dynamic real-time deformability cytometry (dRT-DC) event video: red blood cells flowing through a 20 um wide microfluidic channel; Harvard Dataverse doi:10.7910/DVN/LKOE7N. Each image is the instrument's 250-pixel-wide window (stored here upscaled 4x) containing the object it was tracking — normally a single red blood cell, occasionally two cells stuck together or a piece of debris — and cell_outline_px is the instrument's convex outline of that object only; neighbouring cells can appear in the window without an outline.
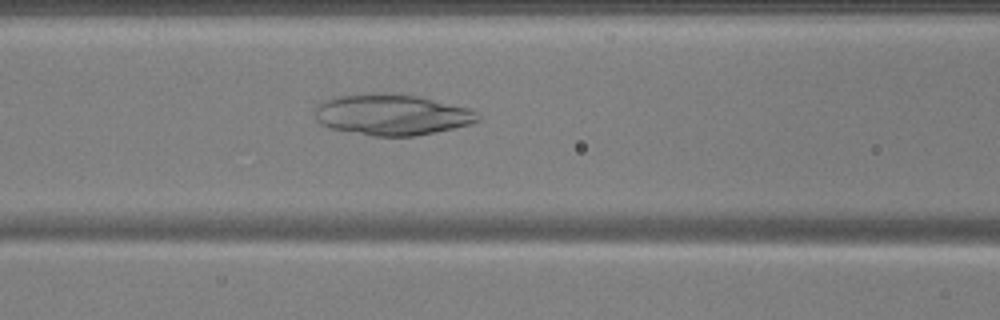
{"species": "common noctule bat (a hibernating species)", "species_latin": "Nyctalus noctula", "temperature_condition": "warm", "stored_images_in_passage": 53, "camera_frame_rate_fps": 3000, "um_per_image_px": 0.085, "animal": {"sex": "male", "body_mass_g": 17.9, "forearm_length_mm": 54.2}, "frame": {"image": 1, "passage_image": 23, "time_ms": 7.333, "image_size_px": [1000, 320], "cell_outline_px": [[480, 120], [468, 124], [436, 132], [412, 136], [372, 136], [332, 128], [320, 124], [316, 120], [316, 104], [324, 100], [336, 96], [368, 92], [388, 92], [420, 96], [468, 108], [476, 112], [480, 116]], "centroid_in_image_um": [33.27, 9.72], "position_along_channel_um": 133.3, "area_um2": 39.13}}
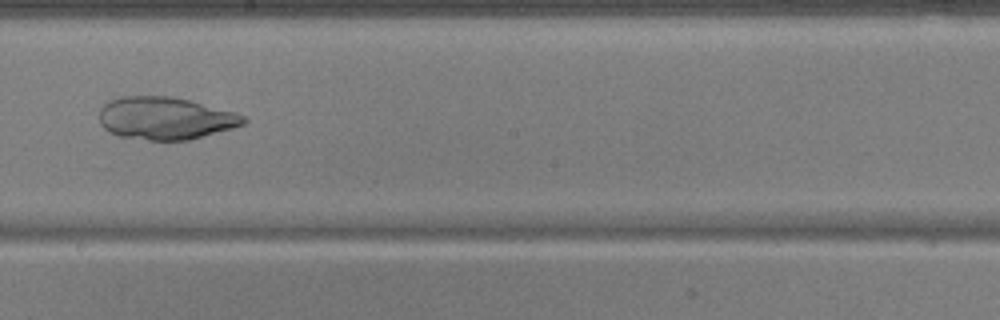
{"frame": {"image": 2, "passage_image": 31, "time_ms": 10.0, "image_size_px": [1000, 320], "cell_outline_px": [[248, 120], [244, 124], [232, 128], [188, 140], [148, 140], [120, 136], [108, 132], [100, 124], [100, 108], [108, 100], [120, 96], [172, 96], [192, 100], [236, 112], [244, 116]], "centroid_in_image_um": [14.05, 10.03], "position_along_channel_um": 234.2, "area_um2": 36.01}}
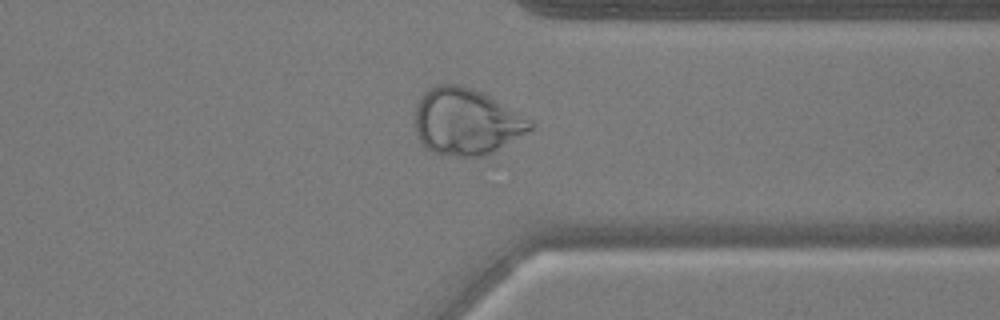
{"frame": {"image": 3, "passage_image": 42, "time_ms": 13.667, "image_size_px": [1000, 320], "cell_outline_px": [[536, 124], [528, 132], [492, 152], [484, 156], [456, 156], [432, 152], [416, 136], [416, 104], [420, 96], [428, 88], [436, 84], [456, 84], [480, 92], [488, 96], [532, 120]], "centroid_in_image_um": [39.61, 10.34], "position_along_channel_um": 371.8, "area_um2": 44.27}}